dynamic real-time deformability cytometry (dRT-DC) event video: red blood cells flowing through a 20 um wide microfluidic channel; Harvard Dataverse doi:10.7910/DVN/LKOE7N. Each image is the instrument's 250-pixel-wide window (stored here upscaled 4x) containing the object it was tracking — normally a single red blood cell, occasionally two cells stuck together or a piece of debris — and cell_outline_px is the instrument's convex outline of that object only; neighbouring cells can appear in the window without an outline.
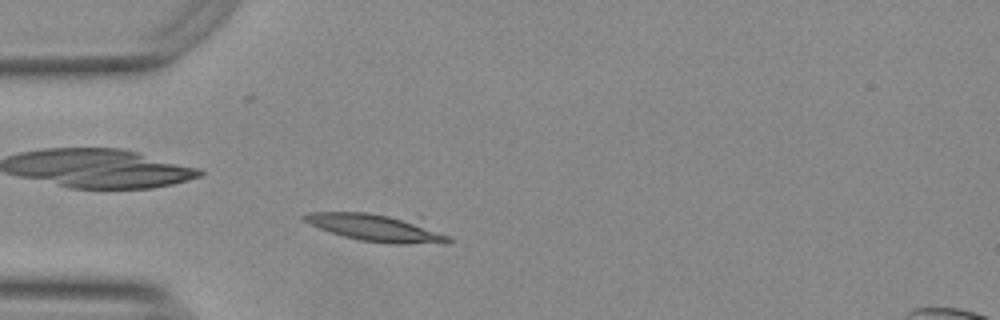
{"species": "Egyptian fruit bat (a non-hibernating species)", "species_latin": "Rousettus aegyptiacus", "temperature_condition": "warm", "stored_images_in_passage": 48, "camera_frame_rate_fps": 3000, "um_per_image_px": 0.085, "animal": {"sex": "female"}, "frame": {"image": 1, "passage_image": 8, "time_ms": 2.333, "image_size_px": [1000, 320], "cell_outline_px": [[452, 244], [388, 244], [360, 240], [328, 232], [304, 220], [300, 216], [308, 212], [420, 212], [448, 236], [452, 240]], "centroid_in_image_um": [32.34, 19.29], "position_along_channel_um": 52.7, "area_um2": 25.72}}
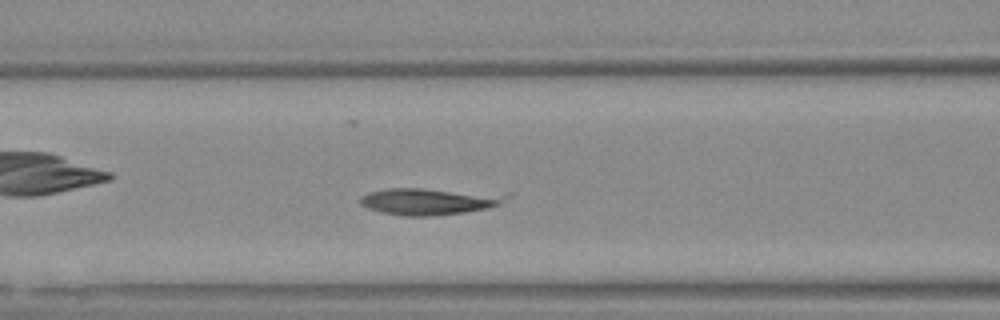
{"frame": {"image": 2, "passage_image": 15, "time_ms": 4.667, "image_size_px": [1000, 320], "cell_outline_px": [[512, 196], [500, 204], [488, 208], [464, 212], [432, 216], [404, 216], [380, 212], [368, 208], [360, 204], [360, 196], [368, 192], [388, 188], [424, 188], [508, 192]], "centroid_in_image_um": [36.58, 17.08], "position_along_channel_um": 130.0, "area_um2": 23.52}}
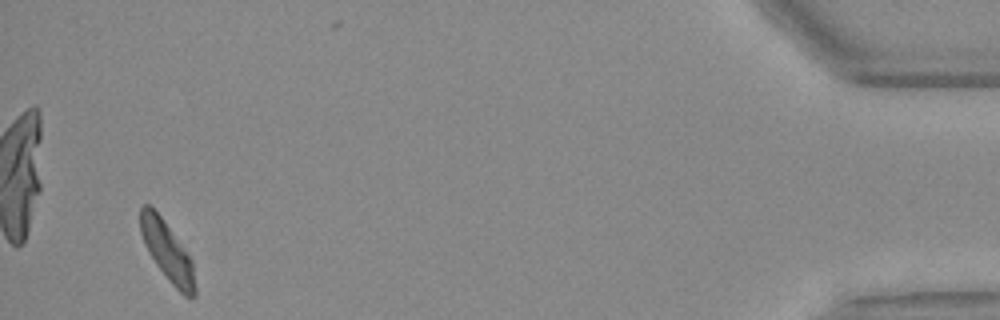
{"frame": {"image": 3, "passage_image": 45, "time_ms": 14.667, "image_size_px": [1000, 320], "cell_outline_px": [[196, 296], [184, 296], [172, 284], [156, 264], [148, 252], [144, 244], [140, 232], [140, 208], [144, 204], [148, 204], [160, 216], [192, 260], [196, 288]], "centroid_in_image_um": [14.21, 21.38], "position_along_channel_um": 421.0, "area_um2": 18.44}}